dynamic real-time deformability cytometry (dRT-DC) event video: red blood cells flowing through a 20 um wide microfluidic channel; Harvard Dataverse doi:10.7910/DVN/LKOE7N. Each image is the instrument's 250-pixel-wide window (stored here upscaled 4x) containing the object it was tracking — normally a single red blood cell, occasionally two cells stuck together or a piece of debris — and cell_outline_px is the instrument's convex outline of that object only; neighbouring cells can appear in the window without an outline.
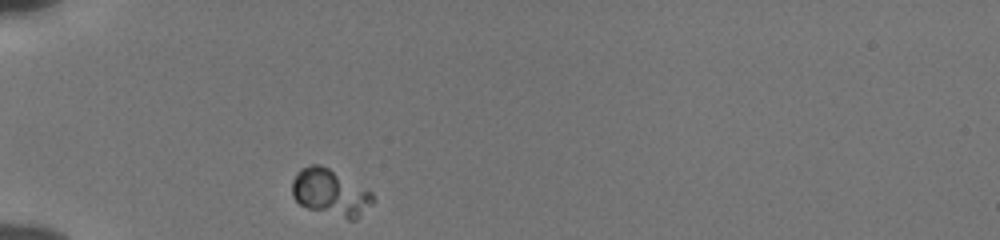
{"species": "human", "species_latin": "Homo sapiens", "temperature_condition": "cold", "stored_images_in_passage": 38, "camera_frame_rate_fps": 3000, "um_per_image_px": 0.085, "donor": {"sex": "male"}, "frame": {"image": 1, "passage_image": 1, "time_ms": 0.0, "image_size_px": [1000, 240], "cell_outline_px": [[376, 200], [356, 220], [348, 220], [308, 208], [300, 204], [292, 196], [292, 180], [296, 172], [300, 168], [312, 164], [320, 164], [328, 168], [372, 192]], "centroid_in_image_um": [28.08, 16.38], "position_along_channel_um": 56.9, "area_um2": 22.02}}
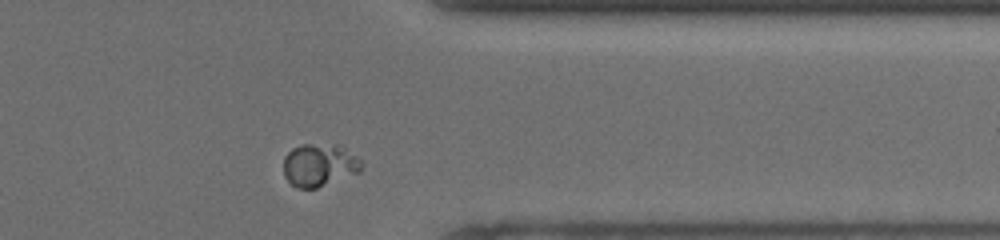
{"frame": {"image": 2, "passage_image": 29, "time_ms": 9.333, "image_size_px": [1000, 240], "cell_outline_px": [[364, 164], [360, 172], [316, 188], [296, 188], [284, 176], [284, 156], [292, 148], [300, 144], [336, 144], [344, 148], [356, 156]], "centroid_in_image_um": [27.14, 14.02], "position_along_channel_um": 384.3, "area_um2": 19.48}}
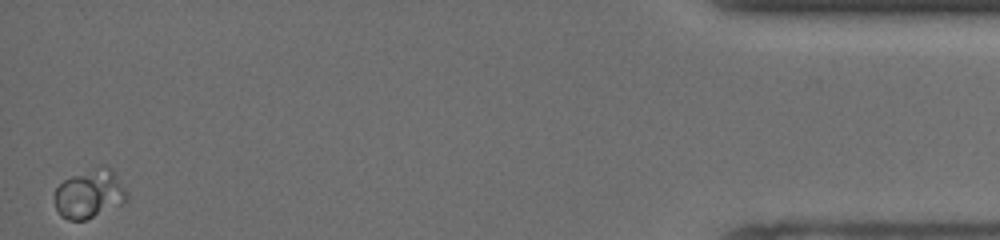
{"frame": {"image": 3, "passage_image": 38, "time_ms": 12.333, "image_size_px": [1000, 240], "cell_outline_px": [[128, 196], [120, 204], [84, 220], [68, 220], [60, 216], [56, 208], [56, 188], [64, 180], [72, 176], [104, 164], [112, 168], [128, 192]], "centroid_in_image_um": [7.62, 16.45], "position_along_channel_um": 427.6, "area_um2": 20.23}}